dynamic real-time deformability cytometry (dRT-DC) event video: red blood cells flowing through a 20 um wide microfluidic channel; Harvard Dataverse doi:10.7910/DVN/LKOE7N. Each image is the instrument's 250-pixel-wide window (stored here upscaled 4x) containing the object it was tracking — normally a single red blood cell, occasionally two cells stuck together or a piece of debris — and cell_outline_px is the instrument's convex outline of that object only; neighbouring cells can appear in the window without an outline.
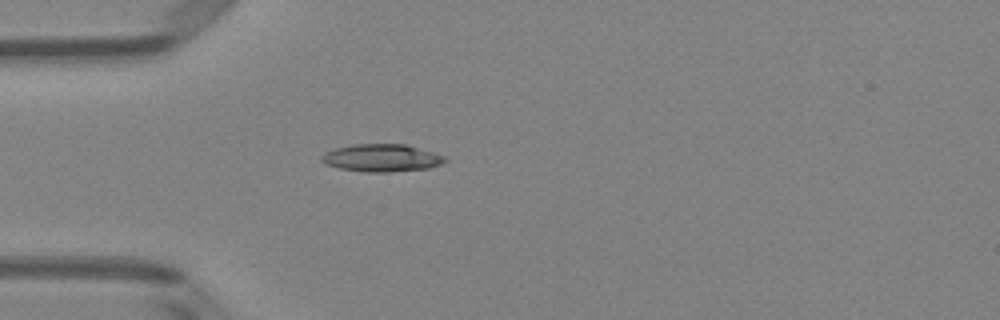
{"species": "Egyptian fruit bat (a non-hibernating species)", "species_latin": "Rousettus aegyptiacus", "temperature_condition": "room temperature", "stored_images_in_passage": 3, "camera_frame_rate_fps": 3000, "um_per_image_px": 0.085, "animal": {"sex": "female"}, "frame": {"image": 1, "passage_image": 3, "time_ms": 0.667, "image_size_px": [1000, 320], "cell_outline_px": [[448, 160], [444, 164], [428, 168], [388, 172], [364, 172], [340, 168], [324, 164], [320, 160], [320, 156], [324, 152], [336, 148], [352, 144], [404, 144], [448, 156]], "centroid_in_image_um": [32.46, 13.42], "position_along_channel_um": 52.5, "area_um2": 20.06}}